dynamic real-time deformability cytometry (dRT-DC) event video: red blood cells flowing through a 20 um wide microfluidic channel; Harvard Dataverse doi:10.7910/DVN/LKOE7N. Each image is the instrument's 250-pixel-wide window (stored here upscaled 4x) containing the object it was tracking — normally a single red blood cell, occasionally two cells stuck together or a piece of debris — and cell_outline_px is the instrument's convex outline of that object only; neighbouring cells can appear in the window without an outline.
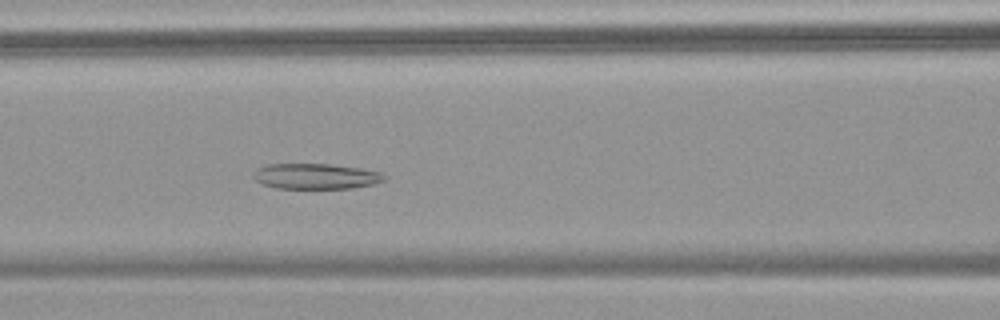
{"species": "common noctule bat (a hibernating species)", "species_latin": "Nyctalus noctula", "temperature_condition": "warm", "stored_images_in_passage": 54, "camera_frame_rate_fps": 3000, "um_per_image_px": 0.085, "animal": {"sex": "female", "body_mass_g": 18.4}, "frame": {"image": 1, "passage_image": 22, "time_ms": 7.0, "image_size_px": [1000, 320], "cell_outline_px": [[388, 176], [384, 180], [372, 184], [352, 188], [276, 188], [264, 184], [256, 180], [252, 176], [252, 172], [256, 168], [268, 164], [328, 164], [360, 168], [380, 172]], "centroid_in_image_um": [26.82, 14.97], "position_along_channel_um": 139.8, "area_um2": 19.42}}
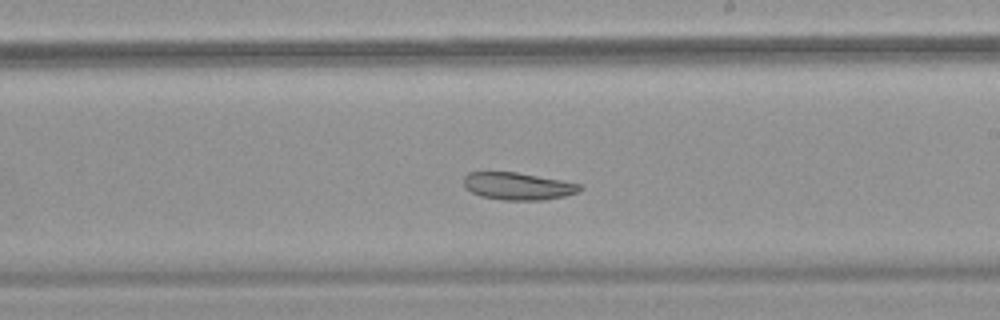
{"frame": {"image": 2, "passage_image": 31, "time_ms": 10.0, "image_size_px": [1000, 320], "cell_outline_px": [[584, 188], [580, 192], [564, 196], [544, 200], [504, 200], [480, 196], [464, 188], [464, 176], [468, 172], [516, 172], [584, 184]], "centroid_in_image_um": [44.06, 15.82], "position_along_channel_um": 244.9, "area_um2": 18.73}}
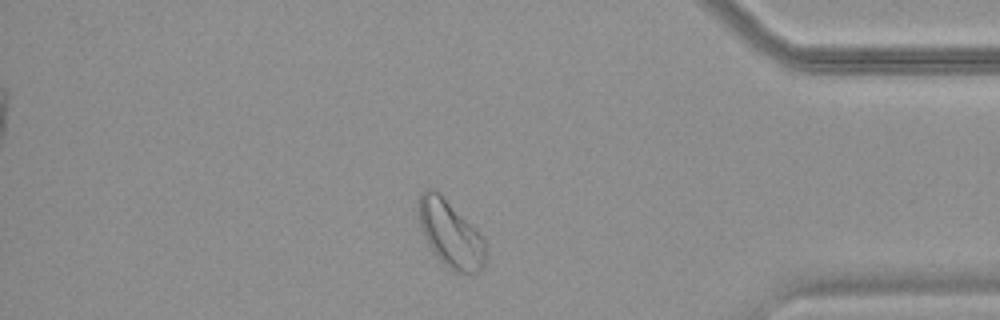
{"frame": {"image": 3, "passage_image": 46, "time_ms": 15.0, "image_size_px": [1000, 320], "cell_outline_px": [[488, 248], [484, 264], [472, 276], [468, 276], [456, 272], [448, 268], [436, 256], [428, 244], [420, 228], [416, 204], [420, 196], [428, 188], [436, 188], [440, 192], [484, 240]], "centroid_in_image_um": [38.26, 19.9], "position_along_channel_um": 396.9, "area_um2": 26.24}}